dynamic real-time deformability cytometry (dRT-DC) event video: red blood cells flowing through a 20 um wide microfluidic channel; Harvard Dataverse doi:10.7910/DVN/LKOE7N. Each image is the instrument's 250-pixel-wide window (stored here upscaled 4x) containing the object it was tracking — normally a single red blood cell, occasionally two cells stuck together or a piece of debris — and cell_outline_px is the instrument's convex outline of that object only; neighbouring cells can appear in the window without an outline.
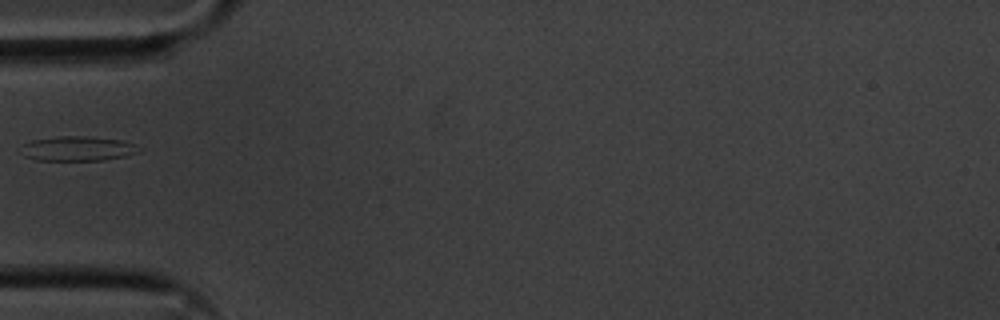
{"species": "common noctule bat (a hibernating species)", "species_latin": "Nyctalus noctula", "temperature_condition": "cold", "stored_images_in_passage": 38, "camera_frame_rate_fps": 3000, "um_per_image_px": 0.085, "animal": {"sex": "male", "body_mass_g": 20.1, "forearm_length_mm": 53.5}, "frame": {"image": 1, "passage_image": 1, "time_ms": 0.0, "image_size_px": [1000, 320], "cell_outline_px": [[144, 148], [140, 152], [124, 156], [104, 160], [36, 160], [24, 156], [16, 148], [32, 140], [56, 136], [84, 136], [120, 140], [136, 144]], "centroid_in_image_um": [6.58, 12.63], "position_along_channel_um": 78.4, "area_um2": 17.22}}
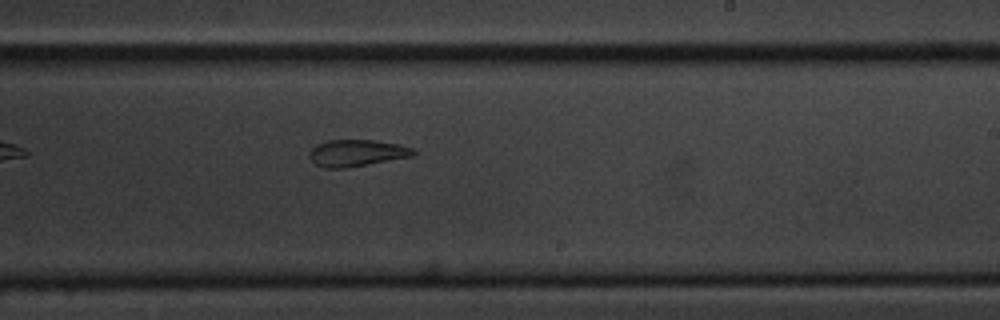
{"frame": {"image": 2, "passage_image": 16, "time_ms": 5.0, "image_size_px": [1000, 320], "cell_outline_px": [[416, 152], [412, 156], [348, 168], [324, 168], [316, 164], [308, 156], [312, 148], [316, 144], [328, 140], [376, 140], [400, 144], [412, 148]], "centroid_in_image_um": [30.31, 13.0], "position_along_channel_um": 258.7, "area_um2": 16.24}}
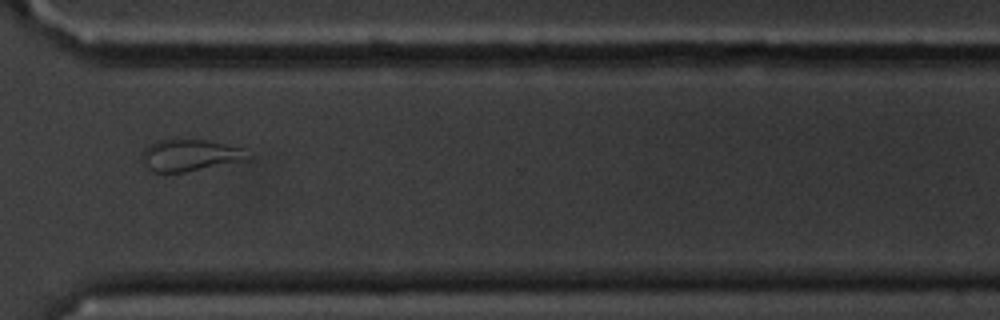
{"frame": {"image": 3, "passage_image": 24, "time_ms": 7.667, "image_size_px": [1000, 320], "cell_outline_px": [[252, 160], [184, 172], [152, 172], [144, 164], [140, 156], [144, 148], [148, 144], [156, 140], [212, 140], [244, 148], [252, 156]], "centroid_in_image_um": [16.21, 13.19], "position_along_channel_um": 354.4, "area_um2": 20.11}}